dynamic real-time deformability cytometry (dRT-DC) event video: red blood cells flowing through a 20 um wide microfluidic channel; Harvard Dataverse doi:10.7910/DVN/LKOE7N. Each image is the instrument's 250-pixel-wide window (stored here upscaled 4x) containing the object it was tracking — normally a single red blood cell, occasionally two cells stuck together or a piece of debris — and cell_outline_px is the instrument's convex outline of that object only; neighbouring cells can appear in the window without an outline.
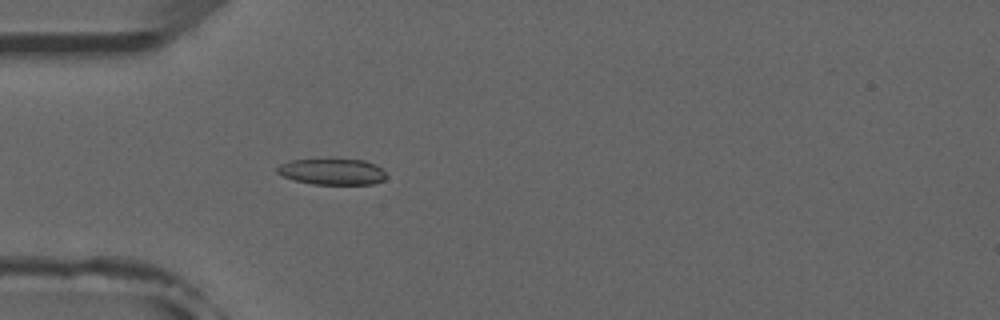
{"species": "common noctule bat (a hibernating species)", "species_latin": "Nyctalus noctula", "temperature_condition": "room temperature", "stored_images_in_passage": 3, "camera_frame_rate_fps": 3000, "um_per_image_px": 0.085, "animal": {"sex": "male", "forearm_length_mm": 52.5}, "frame": {"image": 1, "passage_image": 3, "time_ms": 2.333, "image_size_px": [1000, 320], "cell_outline_px": [[388, 176], [384, 180], [372, 184], [312, 184], [296, 180], [284, 176], [276, 172], [276, 168], [280, 164], [292, 160], [364, 160], [376, 164]], "centroid_in_image_um": [28.26, 14.6], "position_along_channel_um": 56.7, "area_um2": 16.36}}